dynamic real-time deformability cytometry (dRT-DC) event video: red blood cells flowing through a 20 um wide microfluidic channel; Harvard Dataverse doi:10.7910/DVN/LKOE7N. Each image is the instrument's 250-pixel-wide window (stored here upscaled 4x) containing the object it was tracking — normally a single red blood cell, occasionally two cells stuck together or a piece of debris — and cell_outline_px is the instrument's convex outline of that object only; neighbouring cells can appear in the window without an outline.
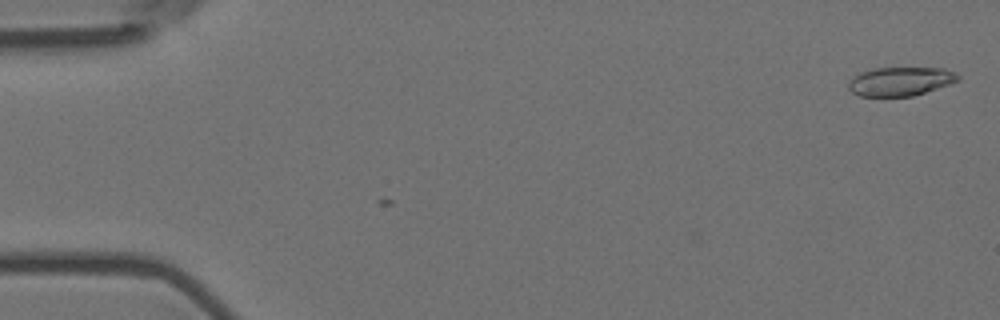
{"species": "Egyptian fruit bat (a non-hibernating species)", "species_latin": "Rousettus aegyptiacus", "temperature_condition": "room temperature", "stored_images_in_passage": 10, "camera_frame_rate_fps": 3000, "um_per_image_px": 0.085, "animal": {"sex": "female"}, "frame": {"image": 1, "passage_image": 1, "time_ms": 0.0, "image_size_px": [1000, 320], "cell_outline_px": [[960, 80], [912, 96], [860, 96], [852, 92], [848, 88], [848, 84], [852, 76], [860, 72], [872, 68], [944, 68], [956, 72], [960, 76]], "centroid_in_image_um": [76.51, 6.9], "position_along_channel_um": 8.5, "area_um2": 18.38}}